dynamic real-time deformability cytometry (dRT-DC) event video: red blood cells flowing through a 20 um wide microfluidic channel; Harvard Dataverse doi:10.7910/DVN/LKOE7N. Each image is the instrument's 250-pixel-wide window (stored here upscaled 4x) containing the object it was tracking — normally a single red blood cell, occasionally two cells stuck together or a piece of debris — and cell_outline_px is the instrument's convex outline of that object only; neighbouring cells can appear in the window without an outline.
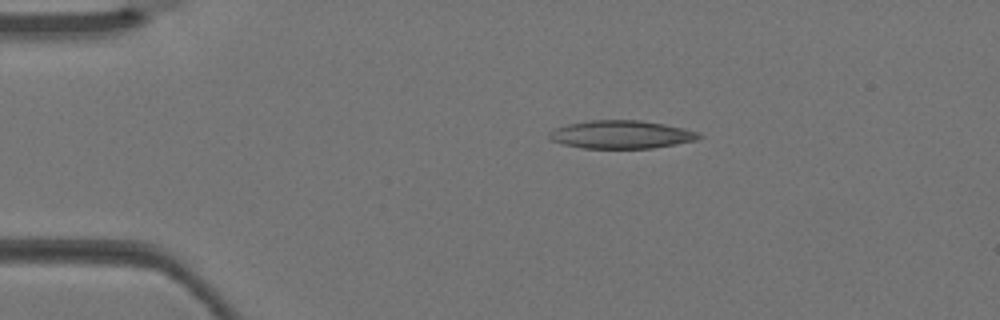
{"species": "Egyptian fruit bat (a non-hibernating species)", "species_latin": "Rousettus aegyptiacus", "temperature_condition": "warm", "stored_images_in_passage": 3, "camera_frame_rate_fps": 3000, "um_per_image_px": 0.085, "animal": {"sex": "female"}, "frame": {"image": 1, "passage_image": 2, "time_ms": 0.333, "image_size_px": [1000, 320], "cell_outline_px": [[704, 136], [696, 140], [676, 144], [652, 148], [580, 148], [564, 144], [552, 140], [548, 136], [548, 132], [552, 128], [568, 124], [592, 120], [640, 120], [664, 124], [684, 128], [700, 132]], "centroid_in_image_um": [52.81, 11.43], "position_along_channel_um": 32.2, "area_um2": 24.62}}